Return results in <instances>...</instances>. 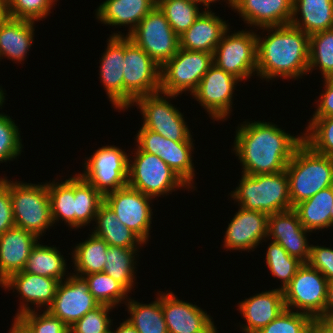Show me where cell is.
<instances>
[{
    "mask_svg": "<svg viewBox=\"0 0 333 333\" xmlns=\"http://www.w3.org/2000/svg\"><path fill=\"white\" fill-rule=\"evenodd\" d=\"M69 176L64 181L57 178L47 181V186L54 226L64 221L66 227L75 231L74 174Z\"/></svg>",
    "mask_w": 333,
    "mask_h": 333,
    "instance_id": "36",
    "label": "cell"
},
{
    "mask_svg": "<svg viewBox=\"0 0 333 333\" xmlns=\"http://www.w3.org/2000/svg\"><path fill=\"white\" fill-rule=\"evenodd\" d=\"M283 291L278 288L256 293L237 303V310L246 323L239 322L242 333H257L284 310Z\"/></svg>",
    "mask_w": 333,
    "mask_h": 333,
    "instance_id": "23",
    "label": "cell"
},
{
    "mask_svg": "<svg viewBox=\"0 0 333 333\" xmlns=\"http://www.w3.org/2000/svg\"><path fill=\"white\" fill-rule=\"evenodd\" d=\"M324 89H322L311 118H324L333 116V77L322 79Z\"/></svg>",
    "mask_w": 333,
    "mask_h": 333,
    "instance_id": "50",
    "label": "cell"
},
{
    "mask_svg": "<svg viewBox=\"0 0 333 333\" xmlns=\"http://www.w3.org/2000/svg\"><path fill=\"white\" fill-rule=\"evenodd\" d=\"M235 131L231 152L240 160L241 173L250 176L286 170L303 142V132L291 134L274 122L264 120L244 119Z\"/></svg>",
    "mask_w": 333,
    "mask_h": 333,
    "instance_id": "1",
    "label": "cell"
},
{
    "mask_svg": "<svg viewBox=\"0 0 333 333\" xmlns=\"http://www.w3.org/2000/svg\"><path fill=\"white\" fill-rule=\"evenodd\" d=\"M83 277L88 282L89 291L100 305L117 309L119 305L125 304L131 296L120 283L104 272L91 273Z\"/></svg>",
    "mask_w": 333,
    "mask_h": 333,
    "instance_id": "38",
    "label": "cell"
},
{
    "mask_svg": "<svg viewBox=\"0 0 333 333\" xmlns=\"http://www.w3.org/2000/svg\"><path fill=\"white\" fill-rule=\"evenodd\" d=\"M190 1H194V2H196L198 4H201V0H190Z\"/></svg>",
    "mask_w": 333,
    "mask_h": 333,
    "instance_id": "59",
    "label": "cell"
},
{
    "mask_svg": "<svg viewBox=\"0 0 333 333\" xmlns=\"http://www.w3.org/2000/svg\"><path fill=\"white\" fill-rule=\"evenodd\" d=\"M323 319L333 320V280L327 282L325 317Z\"/></svg>",
    "mask_w": 333,
    "mask_h": 333,
    "instance_id": "52",
    "label": "cell"
},
{
    "mask_svg": "<svg viewBox=\"0 0 333 333\" xmlns=\"http://www.w3.org/2000/svg\"><path fill=\"white\" fill-rule=\"evenodd\" d=\"M161 67L128 36H124V111L145 95L160 91Z\"/></svg>",
    "mask_w": 333,
    "mask_h": 333,
    "instance_id": "9",
    "label": "cell"
},
{
    "mask_svg": "<svg viewBox=\"0 0 333 333\" xmlns=\"http://www.w3.org/2000/svg\"><path fill=\"white\" fill-rule=\"evenodd\" d=\"M140 248H121L109 246L103 272L120 283L129 293L134 292L136 282L137 263ZM138 258V259H137ZM135 285V286H134Z\"/></svg>",
    "mask_w": 333,
    "mask_h": 333,
    "instance_id": "34",
    "label": "cell"
},
{
    "mask_svg": "<svg viewBox=\"0 0 333 333\" xmlns=\"http://www.w3.org/2000/svg\"><path fill=\"white\" fill-rule=\"evenodd\" d=\"M107 46L101 53L99 79L107 94L108 101L116 112H124V36H111L106 40Z\"/></svg>",
    "mask_w": 333,
    "mask_h": 333,
    "instance_id": "22",
    "label": "cell"
},
{
    "mask_svg": "<svg viewBox=\"0 0 333 333\" xmlns=\"http://www.w3.org/2000/svg\"><path fill=\"white\" fill-rule=\"evenodd\" d=\"M35 24V21L8 16L0 18V61L7 58L24 64L35 40Z\"/></svg>",
    "mask_w": 333,
    "mask_h": 333,
    "instance_id": "28",
    "label": "cell"
},
{
    "mask_svg": "<svg viewBox=\"0 0 333 333\" xmlns=\"http://www.w3.org/2000/svg\"><path fill=\"white\" fill-rule=\"evenodd\" d=\"M231 27L224 32L218 43L213 53V63L245 83L251 77H257L256 30L245 28L233 32Z\"/></svg>",
    "mask_w": 333,
    "mask_h": 333,
    "instance_id": "8",
    "label": "cell"
},
{
    "mask_svg": "<svg viewBox=\"0 0 333 333\" xmlns=\"http://www.w3.org/2000/svg\"><path fill=\"white\" fill-rule=\"evenodd\" d=\"M114 327L116 330L114 329ZM110 333H138V332L130 324V322L128 320H126V317H125V320H123L122 323H119L118 327L116 325H114V323L112 322Z\"/></svg>",
    "mask_w": 333,
    "mask_h": 333,
    "instance_id": "53",
    "label": "cell"
},
{
    "mask_svg": "<svg viewBox=\"0 0 333 333\" xmlns=\"http://www.w3.org/2000/svg\"><path fill=\"white\" fill-rule=\"evenodd\" d=\"M315 70L323 79L333 77V29L310 36L308 75Z\"/></svg>",
    "mask_w": 333,
    "mask_h": 333,
    "instance_id": "41",
    "label": "cell"
},
{
    "mask_svg": "<svg viewBox=\"0 0 333 333\" xmlns=\"http://www.w3.org/2000/svg\"><path fill=\"white\" fill-rule=\"evenodd\" d=\"M10 196L15 227L39 239L54 227L47 181L36 184L10 179Z\"/></svg>",
    "mask_w": 333,
    "mask_h": 333,
    "instance_id": "6",
    "label": "cell"
},
{
    "mask_svg": "<svg viewBox=\"0 0 333 333\" xmlns=\"http://www.w3.org/2000/svg\"><path fill=\"white\" fill-rule=\"evenodd\" d=\"M99 305L89 291L85 278L71 273L60 281L53 303L47 310L71 327Z\"/></svg>",
    "mask_w": 333,
    "mask_h": 333,
    "instance_id": "20",
    "label": "cell"
},
{
    "mask_svg": "<svg viewBox=\"0 0 333 333\" xmlns=\"http://www.w3.org/2000/svg\"><path fill=\"white\" fill-rule=\"evenodd\" d=\"M39 241L42 239L17 227L0 235V284L24 269L32 249Z\"/></svg>",
    "mask_w": 333,
    "mask_h": 333,
    "instance_id": "26",
    "label": "cell"
},
{
    "mask_svg": "<svg viewBox=\"0 0 333 333\" xmlns=\"http://www.w3.org/2000/svg\"><path fill=\"white\" fill-rule=\"evenodd\" d=\"M127 185L154 199H166L167 195L181 189L193 192L162 159L143 152L136 144L129 154Z\"/></svg>",
    "mask_w": 333,
    "mask_h": 333,
    "instance_id": "5",
    "label": "cell"
},
{
    "mask_svg": "<svg viewBox=\"0 0 333 333\" xmlns=\"http://www.w3.org/2000/svg\"><path fill=\"white\" fill-rule=\"evenodd\" d=\"M155 301L141 303L129 297L125 303L128 317L126 320L138 333H168L161 306V291L156 292Z\"/></svg>",
    "mask_w": 333,
    "mask_h": 333,
    "instance_id": "35",
    "label": "cell"
},
{
    "mask_svg": "<svg viewBox=\"0 0 333 333\" xmlns=\"http://www.w3.org/2000/svg\"><path fill=\"white\" fill-rule=\"evenodd\" d=\"M309 234L311 232L301 224L294 209L270 214L268 217L267 239L279 243L290 256L303 263H308L310 259Z\"/></svg>",
    "mask_w": 333,
    "mask_h": 333,
    "instance_id": "21",
    "label": "cell"
},
{
    "mask_svg": "<svg viewBox=\"0 0 333 333\" xmlns=\"http://www.w3.org/2000/svg\"><path fill=\"white\" fill-rule=\"evenodd\" d=\"M156 5L157 0H105L95 10V19L108 27L128 28L126 34L111 31V36H128Z\"/></svg>",
    "mask_w": 333,
    "mask_h": 333,
    "instance_id": "25",
    "label": "cell"
},
{
    "mask_svg": "<svg viewBox=\"0 0 333 333\" xmlns=\"http://www.w3.org/2000/svg\"><path fill=\"white\" fill-rule=\"evenodd\" d=\"M134 144L143 152L157 155L162 159L181 179H183L193 191H197L196 170L193 162L195 143L176 142L166 139L142 126L137 130ZM196 184V185H194Z\"/></svg>",
    "mask_w": 333,
    "mask_h": 333,
    "instance_id": "13",
    "label": "cell"
},
{
    "mask_svg": "<svg viewBox=\"0 0 333 333\" xmlns=\"http://www.w3.org/2000/svg\"><path fill=\"white\" fill-rule=\"evenodd\" d=\"M303 129V141L317 153L333 156V116L310 118Z\"/></svg>",
    "mask_w": 333,
    "mask_h": 333,
    "instance_id": "42",
    "label": "cell"
},
{
    "mask_svg": "<svg viewBox=\"0 0 333 333\" xmlns=\"http://www.w3.org/2000/svg\"><path fill=\"white\" fill-rule=\"evenodd\" d=\"M308 264L318 270L328 281L333 280V247L311 244Z\"/></svg>",
    "mask_w": 333,
    "mask_h": 333,
    "instance_id": "48",
    "label": "cell"
},
{
    "mask_svg": "<svg viewBox=\"0 0 333 333\" xmlns=\"http://www.w3.org/2000/svg\"><path fill=\"white\" fill-rule=\"evenodd\" d=\"M308 333H333V320L312 318Z\"/></svg>",
    "mask_w": 333,
    "mask_h": 333,
    "instance_id": "51",
    "label": "cell"
},
{
    "mask_svg": "<svg viewBox=\"0 0 333 333\" xmlns=\"http://www.w3.org/2000/svg\"><path fill=\"white\" fill-rule=\"evenodd\" d=\"M233 11L251 29L287 25L292 19L293 0H236Z\"/></svg>",
    "mask_w": 333,
    "mask_h": 333,
    "instance_id": "24",
    "label": "cell"
},
{
    "mask_svg": "<svg viewBox=\"0 0 333 333\" xmlns=\"http://www.w3.org/2000/svg\"><path fill=\"white\" fill-rule=\"evenodd\" d=\"M258 30L263 31L258 33ZM256 37V75L263 80L262 82L264 80L272 82L279 78L298 81L303 76H308L310 46L308 34L287 24L259 28L256 30Z\"/></svg>",
    "mask_w": 333,
    "mask_h": 333,
    "instance_id": "2",
    "label": "cell"
},
{
    "mask_svg": "<svg viewBox=\"0 0 333 333\" xmlns=\"http://www.w3.org/2000/svg\"><path fill=\"white\" fill-rule=\"evenodd\" d=\"M265 266L269 269L272 277L280 281L279 290H284L303 262L298 258L290 256L286 250L277 242L269 241L265 253Z\"/></svg>",
    "mask_w": 333,
    "mask_h": 333,
    "instance_id": "40",
    "label": "cell"
},
{
    "mask_svg": "<svg viewBox=\"0 0 333 333\" xmlns=\"http://www.w3.org/2000/svg\"><path fill=\"white\" fill-rule=\"evenodd\" d=\"M128 37L160 67L179 49V36L173 31L157 5L140 21Z\"/></svg>",
    "mask_w": 333,
    "mask_h": 333,
    "instance_id": "15",
    "label": "cell"
},
{
    "mask_svg": "<svg viewBox=\"0 0 333 333\" xmlns=\"http://www.w3.org/2000/svg\"><path fill=\"white\" fill-rule=\"evenodd\" d=\"M154 200L158 199L144 195L128 185L104 196V202L117 218L146 245L151 239Z\"/></svg>",
    "mask_w": 333,
    "mask_h": 333,
    "instance_id": "16",
    "label": "cell"
},
{
    "mask_svg": "<svg viewBox=\"0 0 333 333\" xmlns=\"http://www.w3.org/2000/svg\"><path fill=\"white\" fill-rule=\"evenodd\" d=\"M7 16V0H0V18Z\"/></svg>",
    "mask_w": 333,
    "mask_h": 333,
    "instance_id": "56",
    "label": "cell"
},
{
    "mask_svg": "<svg viewBox=\"0 0 333 333\" xmlns=\"http://www.w3.org/2000/svg\"><path fill=\"white\" fill-rule=\"evenodd\" d=\"M113 309L111 306L99 305L69 327V333H110L112 322L115 321L110 316Z\"/></svg>",
    "mask_w": 333,
    "mask_h": 333,
    "instance_id": "46",
    "label": "cell"
},
{
    "mask_svg": "<svg viewBox=\"0 0 333 333\" xmlns=\"http://www.w3.org/2000/svg\"><path fill=\"white\" fill-rule=\"evenodd\" d=\"M57 1L59 0H7V16L38 23L50 16Z\"/></svg>",
    "mask_w": 333,
    "mask_h": 333,
    "instance_id": "45",
    "label": "cell"
},
{
    "mask_svg": "<svg viewBox=\"0 0 333 333\" xmlns=\"http://www.w3.org/2000/svg\"><path fill=\"white\" fill-rule=\"evenodd\" d=\"M157 6L178 36L187 31L205 10L201 4L190 0H157Z\"/></svg>",
    "mask_w": 333,
    "mask_h": 333,
    "instance_id": "39",
    "label": "cell"
},
{
    "mask_svg": "<svg viewBox=\"0 0 333 333\" xmlns=\"http://www.w3.org/2000/svg\"><path fill=\"white\" fill-rule=\"evenodd\" d=\"M12 118L5 112L0 113V165L18 160L24 152L21 130H19L21 128H18L19 126Z\"/></svg>",
    "mask_w": 333,
    "mask_h": 333,
    "instance_id": "43",
    "label": "cell"
},
{
    "mask_svg": "<svg viewBox=\"0 0 333 333\" xmlns=\"http://www.w3.org/2000/svg\"><path fill=\"white\" fill-rule=\"evenodd\" d=\"M238 186L228 195L234 204L268 215L293 209L286 171L247 175L241 173Z\"/></svg>",
    "mask_w": 333,
    "mask_h": 333,
    "instance_id": "3",
    "label": "cell"
},
{
    "mask_svg": "<svg viewBox=\"0 0 333 333\" xmlns=\"http://www.w3.org/2000/svg\"><path fill=\"white\" fill-rule=\"evenodd\" d=\"M213 64V54L179 48L160 70V91L167 94L191 95L203 75Z\"/></svg>",
    "mask_w": 333,
    "mask_h": 333,
    "instance_id": "11",
    "label": "cell"
},
{
    "mask_svg": "<svg viewBox=\"0 0 333 333\" xmlns=\"http://www.w3.org/2000/svg\"><path fill=\"white\" fill-rule=\"evenodd\" d=\"M75 230L94 223L104 196L79 173L74 174Z\"/></svg>",
    "mask_w": 333,
    "mask_h": 333,
    "instance_id": "37",
    "label": "cell"
},
{
    "mask_svg": "<svg viewBox=\"0 0 333 333\" xmlns=\"http://www.w3.org/2000/svg\"><path fill=\"white\" fill-rule=\"evenodd\" d=\"M268 217L269 215L264 212L247 210L239 206L224 231V241L222 240L224 250L253 252L260 244L263 245V242L267 243Z\"/></svg>",
    "mask_w": 333,
    "mask_h": 333,
    "instance_id": "19",
    "label": "cell"
},
{
    "mask_svg": "<svg viewBox=\"0 0 333 333\" xmlns=\"http://www.w3.org/2000/svg\"><path fill=\"white\" fill-rule=\"evenodd\" d=\"M327 282L318 270L303 263L283 290L285 308L312 318H324Z\"/></svg>",
    "mask_w": 333,
    "mask_h": 333,
    "instance_id": "14",
    "label": "cell"
},
{
    "mask_svg": "<svg viewBox=\"0 0 333 333\" xmlns=\"http://www.w3.org/2000/svg\"><path fill=\"white\" fill-rule=\"evenodd\" d=\"M15 227L12 200L10 196V180L0 176V235Z\"/></svg>",
    "mask_w": 333,
    "mask_h": 333,
    "instance_id": "49",
    "label": "cell"
},
{
    "mask_svg": "<svg viewBox=\"0 0 333 333\" xmlns=\"http://www.w3.org/2000/svg\"><path fill=\"white\" fill-rule=\"evenodd\" d=\"M129 154L114 144L99 147L84 158L79 174L105 196L127 186Z\"/></svg>",
    "mask_w": 333,
    "mask_h": 333,
    "instance_id": "10",
    "label": "cell"
},
{
    "mask_svg": "<svg viewBox=\"0 0 333 333\" xmlns=\"http://www.w3.org/2000/svg\"><path fill=\"white\" fill-rule=\"evenodd\" d=\"M239 82L242 83L240 79L213 63L191 96L204 108L213 122H225L233 114V98L237 96L234 92L238 91L236 87L241 85Z\"/></svg>",
    "mask_w": 333,
    "mask_h": 333,
    "instance_id": "12",
    "label": "cell"
},
{
    "mask_svg": "<svg viewBox=\"0 0 333 333\" xmlns=\"http://www.w3.org/2000/svg\"><path fill=\"white\" fill-rule=\"evenodd\" d=\"M6 91H5V89H3L2 88V86L0 85V111H1V109H3L2 107H3V105H5V100H6V93H5ZM0 113H2V112H0Z\"/></svg>",
    "mask_w": 333,
    "mask_h": 333,
    "instance_id": "57",
    "label": "cell"
},
{
    "mask_svg": "<svg viewBox=\"0 0 333 333\" xmlns=\"http://www.w3.org/2000/svg\"><path fill=\"white\" fill-rule=\"evenodd\" d=\"M14 321L26 333H69V327L48 310L29 311Z\"/></svg>",
    "mask_w": 333,
    "mask_h": 333,
    "instance_id": "44",
    "label": "cell"
},
{
    "mask_svg": "<svg viewBox=\"0 0 333 333\" xmlns=\"http://www.w3.org/2000/svg\"><path fill=\"white\" fill-rule=\"evenodd\" d=\"M331 231H332V227H333V205H332V208H331Z\"/></svg>",
    "mask_w": 333,
    "mask_h": 333,
    "instance_id": "58",
    "label": "cell"
},
{
    "mask_svg": "<svg viewBox=\"0 0 333 333\" xmlns=\"http://www.w3.org/2000/svg\"><path fill=\"white\" fill-rule=\"evenodd\" d=\"M161 306L168 333H219L208 312L173 291H161Z\"/></svg>",
    "mask_w": 333,
    "mask_h": 333,
    "instance_id": "18",
    "label": "cell"
},
{
    "mask_svg": "<svg viewBox=\"0 0 333 333\" xmlns=\"http://www.w3.org/2000/svg\"><path fill=\"white\" fill-rule=\"evenodd\" d=\"M333 186L320 190L309 199L298 203L293 209L301 224L311 233L331 228Z\"/></svg>",
    "mask_w": 333,
    "mask_h": 333,
    "instance_id": "31",
    "label": "cell"
},
{
    "mask_svg": "<svg viewBox=\"0 0 333 333\" xmlns=\"http://www.w3.org/2000/svg\"><path fill=\"white\" fill-rule=\"evenodd\" d=\"M311 320L312 317L307 314L284 309L257 333H308Z\"/></svg>",
    "mask_w": 333,
    "mask_h": 333,
    "instance_id": "47",
    "label": "cell"
},
{
    "mask_svg": "<svg viewBox=\"0 0 333 333\" xmlns=\"http://www.w3.org/2000/svg\"><path fill=\"white\" fill-rule=\"evenodd\" d=\"M59 250L56 245L48 246L39 241L32 249L23 271L59 281L66 279L72 270H67L71 268H68L67 259Z\"/></svg>",
    "mask_w": 333,
    "mask_h": 333,
    "instance_id": "32",
    "label": "cell"
},
{
    "mask_svg": "<svg viewBox=\"0 0 333 333\" xmlns=\"http://www.w3.org/2000/svg\"><path fill=\"white\" fill-rule=\"evenodd\" d=\"M60 281L52 277H46L20 271L10 275L0 284L5 291L13 290L19 297V307L13 321L20 315L36 310H47L53 303ZM44 308V309H43Z\"/></svg>",
    "mask_w": 333,
    "mask_h": 333,
    "instance_id": "17",
    "label": "cell"
},
{
    "mask_svg": "<svg viewBox=\"0 0 333 333\" xmlns=\"http://www.w3.org/2000/svg\"><path fill=\"white\" fill-rule=\"evenodd\" d=\"M84 241V242H83ZM109 245L93 233L76 243L71 252L72 273L83 277L91 273L103 272Z\"/></svg>",
    "mask_w": 333,
    "mask_h": 333,
    "instance_id": "33",
    "label": "cell"
},
{
    "mask_svg": "<svg viewBox=\"0 0 333 333\" xmlns=\"http://www.w3.org/2000/svg\"><path fill=\"white\" fill-rule=\"evenodd\" d=\"M292 207L333 186V156L314 151L304 141L286 167Z\"/></svg>",
    "mask_w": 333,
    "mask_h": 333,
    "instance_id": "4",
    "label": "cell"
},
{
    "mask_svg": "<svg viewBox=\"0 0 333 333\" xmlns=\"http://www.w3.org/2000/svg\"><path fill=\"white\" fill-rule=\"evenodd\" d=\"M222 18L213 9H205L190 28L179 36V48L213 54L224 32L230 27L228 20Z\"/></svg>",
    "mask_w": 333,
    "mask_h": 333,
    "instance_id": "27",
    "label": "cell"
},
{
    "mask_svg": "<svg viewBox=\"0 0 333 333\" xmlns=\"http://www.w3.org/2000/svg\"><path fill=\"white\" fill-rule=\"evenodd\" d=\"M176 97L180 96L159 91L137 98L129 109L131 110L132 106L139 109L143 128L176 142H194L184 114L171 102L173 99L176 100Z\"/></svg>",
    "mask_w": 333,
    "mask_h": 333,
    "instance_id": "7",
    "label": "cell"
},
{
    "mask_svg": "<svg viewBox=\"0 0 333 333\" xmlns=\"http://www.w3.org/2000/svg\"><path fill=\"white\" fill-rule=\"evenodd\" d=\"M12 323L8 333H26L15 321H12Z\"/></svg>",
    "mask_w": 333,
    "mask_h": 333,
    "instance_id": "55",
    "label": "cell"
},
{
    "mask_svg": "<svg viewBox=\"0 0 333 333\" xmlns=\"http://www.w3.org/2000/svg\"><path fill=\"white\" fill-rule=\"evenodd\" d=\"M94 222L89 233L105 240L109 246L145 248L146 244L117 218L105 202L100 205Z\"/></svg>",
    "mask_w": 333,
    "mask_h": 333,
    "instance_id": "30",
    "label": "cell"
},
{
    "mask_svg": "<svg viewBox=\"0 0 333 333\" xmlns=\"http://www.w3.org/2000/svg\"><path fill=\"white\" fill-rule=\"evenodd\" d=\"M220 0H201V5L203 6L204 9H208V10H211V7L213 5V3H219ZM225 3L227 4L228 8L230 7L231 9L230 10H233L234 9V6H235V2L236 0H221L220 3Z\"/></svg>",
    "mask_w": 333,
    "mask_h": 333,
    "instance_id": "54",
    "label": "cell"
},
{
    "mask_svg": "<svg viewBox=\"0 0 333 333\" xmlns=\"http://www.w3.org/2000/svg\"><path fill=\"white\" fill-rule=\"evenodd\" d=\"M290 24L309 36L333 29V0H293Z\"/></svg>",
    "mask_w": 333,
    "mask_h": 333,
    "instance_id": "29",
    "label": "cell"
}]
</instances>
